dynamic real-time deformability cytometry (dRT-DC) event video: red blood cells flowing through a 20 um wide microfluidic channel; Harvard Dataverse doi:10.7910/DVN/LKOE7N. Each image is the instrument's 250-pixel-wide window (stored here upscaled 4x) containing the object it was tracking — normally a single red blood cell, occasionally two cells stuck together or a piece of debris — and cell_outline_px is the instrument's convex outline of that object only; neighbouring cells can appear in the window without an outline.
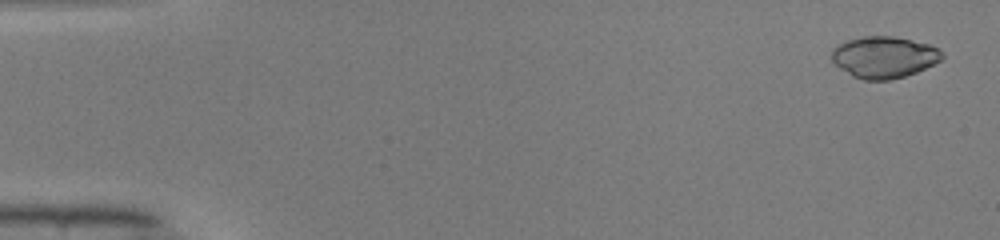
{"species": "common noctule bat (a hibernating species)", "species_latin": "Nyctalus noctula", "temperature_condition": "warm", "stored_images_in_passage": 49, "camera_frame_rate_fps": 3000, "um_per_image_px": 0.085, "animal": {"sex": "male", "body_mass_g": 19.0, "forearm_length_mm": 50.8}, "frame": {"image": 1, "passage_image": 1, "time_ms": 0.0, "image_size_px": [1000, 240], "cell_outline_px": [[944, 56], [940, 60], [916, 72], [904, 76], [888, 80], [864, 80], [852, 76], [840, 68], [832, 60], [832, 48], [848, 40], [864, 36], [892, 36], [928, 44], [936, 48]], "centroid_in_image_um": [75.11, 4.86], "position_along_channel_um": 9.9, "area_um2": 26.3}}
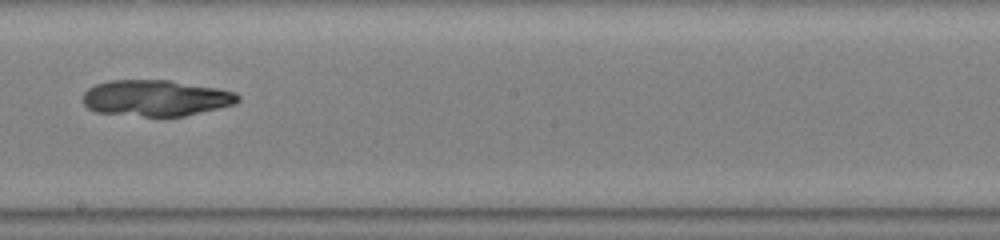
{"frame": {"image": 2, "passage_image": 28, "time_ms": 9.0, "image_size_px": [1000, 240], "cell_outline_px": [[240, 100], [232, 104], [184, 116], [144, 116], [96, 112], [88, 108], [84, 104], [84, 92], [88, 88], [96, 84], [108, 80], [172, 80], [220, 88], [236, 92], [240, 96]], "centroid_in_image_um": [13.25, 8.31], "position_along_channel_um": 235.0, "area_um2": 32.6}}
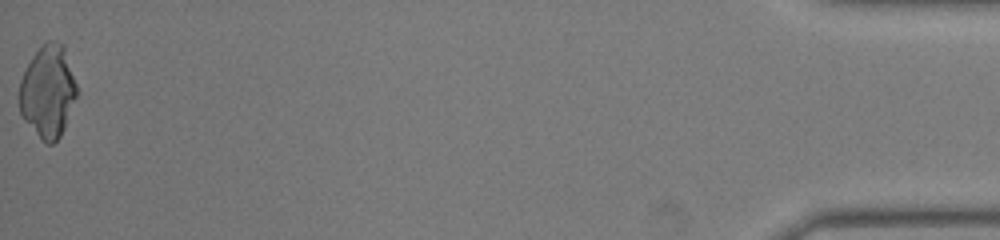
{"frame": {"image": 3, "passage_image": 49, "time_ms": 16.0, "image_size_px": [1000, 240], "cell_outline_px": [[80, 92], [64, 128], [60, 136], [52, 144], [48, 144], [40, 140], [24, 120], [20, 112], [20, 80], [32, 56], [48, 40], [52, 40], [64, 44]], "centroid_in_image_um": [4.11, 7.79], "position_along_channel_um": 431.1, "area_um2": 31.27}}